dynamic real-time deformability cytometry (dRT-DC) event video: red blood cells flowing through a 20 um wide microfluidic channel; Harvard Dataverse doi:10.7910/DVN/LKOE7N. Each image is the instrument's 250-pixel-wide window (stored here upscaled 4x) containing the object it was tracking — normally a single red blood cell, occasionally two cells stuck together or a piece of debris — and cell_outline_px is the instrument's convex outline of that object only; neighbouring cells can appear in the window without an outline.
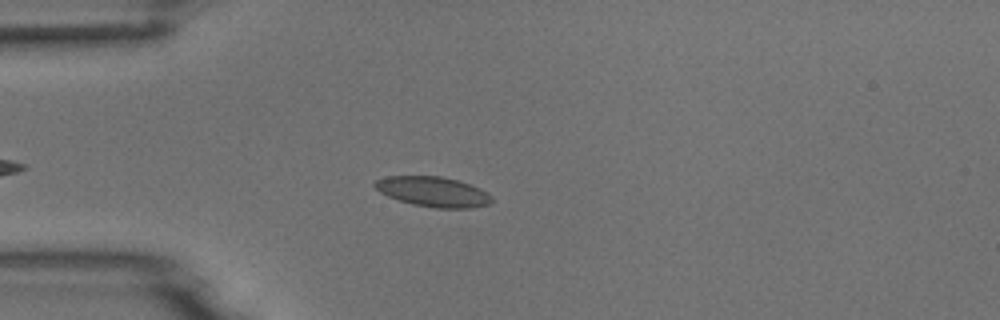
{"species": "common noctule bat (a hibernating species)", "species_latin": "Nyctalus noctula", "temperature_condition": "room temperature", "stored_images_in_passage": 3, "camera_frame_rate_fps": 3000, "um_per_image_px": 0.085, "animal": {"sex": "male", "body_mass_g": 18.8}, "frame": {"image": 1, "passage_image": 3, "time_ms": 2.333, "image_size_px": [1000, 320], "cell_outline_px": [[492, 200], [488, 204], [472, 208], [436, 208], [412, 204], [388, 196], [380, 192], [372, 184], [376, 180], [388, 176], [440, 176], [456, 180], [480, 188], [492, 196]], "centroid_in_image_um": [36.8, 16.3], "position_along_channel_um": 48.2, "area_um2": 20.29}}